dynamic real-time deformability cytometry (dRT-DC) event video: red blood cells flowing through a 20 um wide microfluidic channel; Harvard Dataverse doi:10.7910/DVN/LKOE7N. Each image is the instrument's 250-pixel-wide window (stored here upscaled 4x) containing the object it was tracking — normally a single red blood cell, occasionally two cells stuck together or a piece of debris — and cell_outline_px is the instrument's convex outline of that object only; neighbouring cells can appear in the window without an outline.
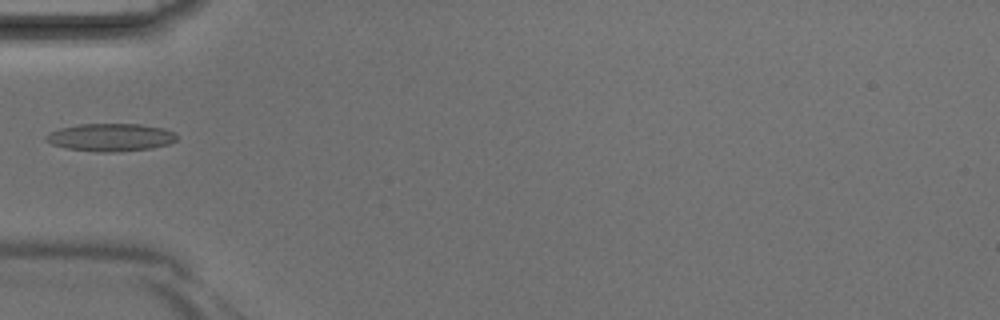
{"species": "Egyptian fruit bat (a non-hibernating species)", "species_latin": "Rousettus aegyptiacus", "temperature_condition": "room temperature", "stored_images_in_passage": 2, "camera_frame_rate_fps": 3000, "um_per_image_px": 0.085, "animal": {"sex": "male"}, "frame": {"image": 1, "passage_image": 2, "time_ms": 0.333, "image_size_px": [1000, 320], "cell_outline_px": [[176, 140], [168, 144], [152, 148], [116, 152], [96, 152], [68, 148], [52, 144], [44, 140], [44, 136], [48, 132], [60, 128], [80, 124], [140, 124], [164, 128], [172, 132], [176, 136]], "centroid_in_image_um": [9.36, 11.67], "position_along_channel_um": 75.6, "area_um2": 21.15}}